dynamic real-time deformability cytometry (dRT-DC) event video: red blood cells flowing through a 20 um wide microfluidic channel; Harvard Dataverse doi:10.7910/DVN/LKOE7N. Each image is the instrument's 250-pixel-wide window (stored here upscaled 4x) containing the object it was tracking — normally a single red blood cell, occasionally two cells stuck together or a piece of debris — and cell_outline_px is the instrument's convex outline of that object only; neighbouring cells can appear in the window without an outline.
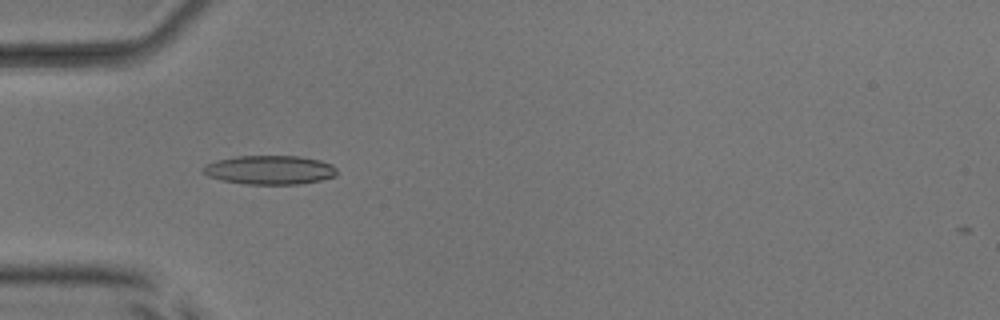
{"species": "common noctule bat (a hibernating species)", "species_latin": "Nyctalus noctula", "temperature_condition": "room temperature", "stored_images_in_passage": 52, "camera_frame_rate_fps": 3000, "um_per_image_px": 0.085, "animal": {"sex": "male", "body_mass_g": 17.9, "forearm_length_mm": 54.2}, "frame": {"image": 1, "passage_image": 17, "time_ms": 5.333, "image_size_px": [1000, 320], "cell_outline_px": [[336, 176], [320, 180], [300, 184], [244, 184], [224, 180], [208, 176], [204, 172], [204, 168], [208, 164], [216, 160], [236, 156], [300, 156], [320, 160], [332, 164], [336, 168]], "centroid_in_image_um": [22.97, 14.44], "position_along_channel_um": 62.0, "area_um2": 22.43}}
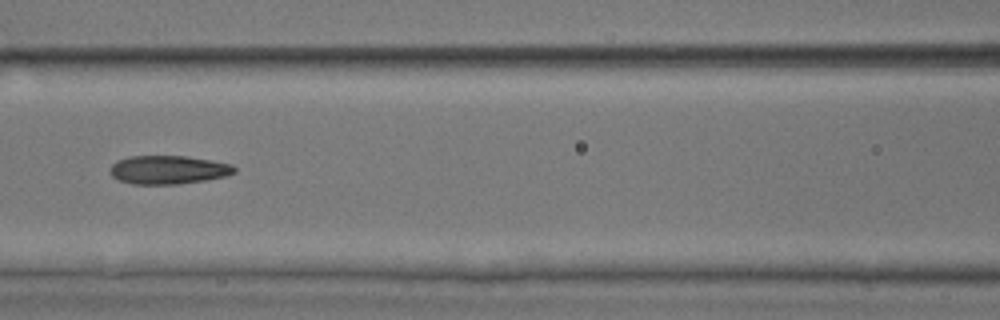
{"frame": {"image": 2, "passage_image": 24, "time_ms": 7.667, "image_size_px": [1000, 320], "cell_outline_px": [[236, 172], [224, 176], [204, 180], [176, 184], [132, 184], [120, 180], [112, 176], [108, 168], [116, 160], [128, 156], [184, 156], [212, 160], [232, 164], [236, 168]], "centroid_in_image_um": [14.27, 14.42], "position_along_channel_um": 152.3, "area_um2": 20.69}}
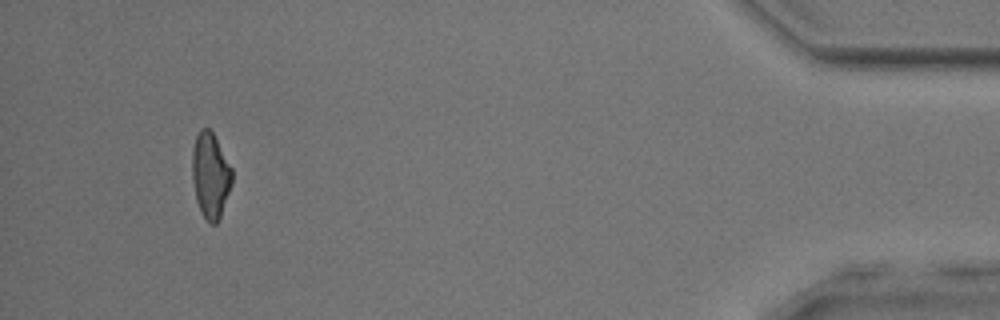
{"frame": {"image": 3, "passage_image": 49, "time_ms": 16.0, "image_size_px": [1000, 320], "cell_outline_px": [[232, 184], [220, 216], [216, 224], [212, 224], [204, 216], [196, 200], [192, 180], [192, 148], [196, 136], [200, 128], [208, 128], [212, 132], [232, 168]], "centroid_in_image_um": [17.88, 14.88], "position_along_channel_um": 417.3, "area_um2": 19.65}, "authors_computed_cell_mechanics": {"area_um2": 20.9236, "velocity_mm_per_s": 4.0038, "shape_relaxation_time_tau1_ms": null, "shape_relaxation_time_tau2_ms": 2.5493, "deformation_change_tau1": null, "deformation_change_tau2": 0.1056}}